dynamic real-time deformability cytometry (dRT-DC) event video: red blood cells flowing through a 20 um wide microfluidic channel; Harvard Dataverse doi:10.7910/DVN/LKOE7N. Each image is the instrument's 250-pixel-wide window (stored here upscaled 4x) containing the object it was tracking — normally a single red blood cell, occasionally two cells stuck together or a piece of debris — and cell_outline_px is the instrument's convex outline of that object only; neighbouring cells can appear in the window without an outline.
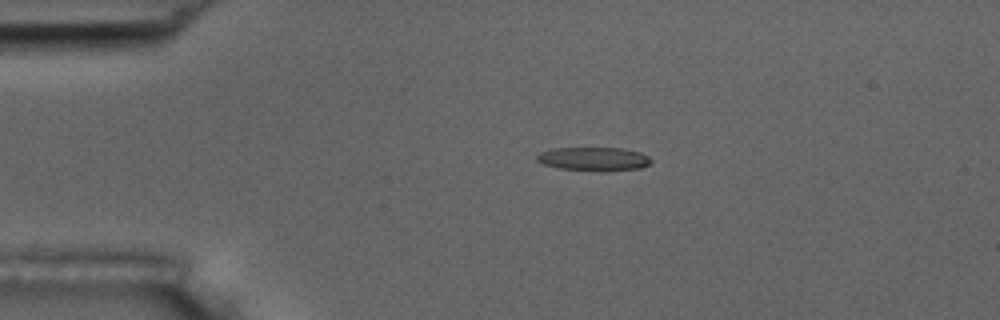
{"species": "common noctule bat (a hibernating species)", "species_latin": "Nyctalus noctula", "temperature_condition": "room temperature", "stored_images_in_passage": 4, "camera_frame_rate_fps": 3000, "um_per_image_px": 0.085, "animal": {"sex": "male", "body_mass_g": 17.5, "forearm_length_mm": 52.3}, "frame": {"image": 1, "passage_image": 3, "time_ms": 2.667, "image_size_px": [1000, 320], "cell_outline_px": [[652, 160], [648, 164], [640, 168], [604, 172], [600, 172], [560, 168], [544, 164], [536, 160], [536, 156], [540, 152], [552, 148], [624, 148], [640, 152], [648, 156]], "centroid_in_image_um": [50.47, 13.51], "position_along_channel_um": 34.5, "area_um2": 15.9}}